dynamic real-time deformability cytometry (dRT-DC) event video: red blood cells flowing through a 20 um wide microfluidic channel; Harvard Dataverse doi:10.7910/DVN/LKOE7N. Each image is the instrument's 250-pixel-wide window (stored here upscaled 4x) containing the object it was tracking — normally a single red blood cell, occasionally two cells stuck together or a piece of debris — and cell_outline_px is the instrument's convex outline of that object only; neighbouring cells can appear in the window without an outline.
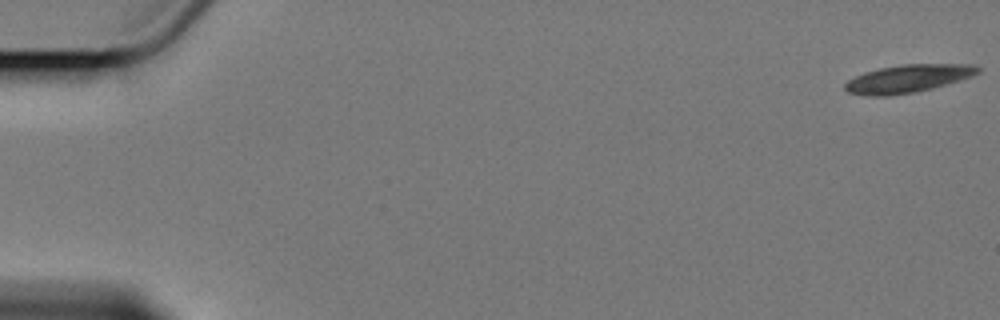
{"species": "Egyptian fruit bat (a non-hibernating species)", "species_latin": "Rousettus aegyptiacus", "temperature_condition": "cold", "stored_images_in_passage": 7, "camera_frame_rate_fps": 3000, "um_per_image_px": 0.085, "animal": {"sex": "female"}, "frame": {"image": 1, "passage_image": 1, "time_ms": 0.0, "image_size_px": [1000, 320], "cell_outline_px": [[980, 72], [972, 76], [960, 80], [932, 88], [916, 92], [888, 96], [864, 96], [848, 92], [844, 88], [844, 84], [848, 80], [864, 72], [880, 68], [904, 64], [972, 64], [980, 68]], "centroid_in_image_um": [77.16, 6.69], "position_along_channel_um": 7.8, "area_um2": 21.62}}
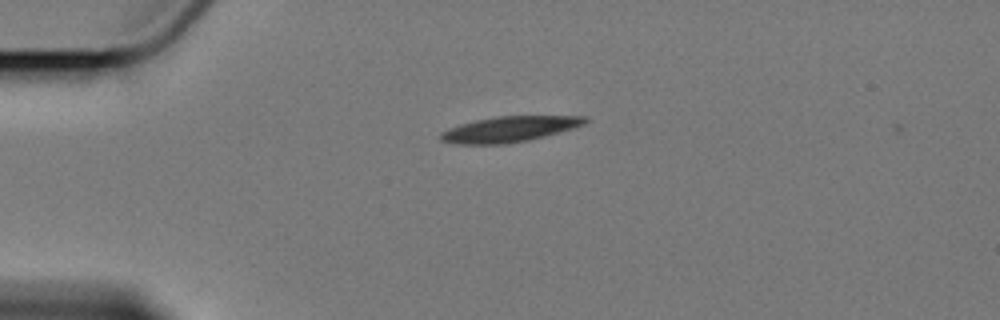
{"frame": {"image": 2, "passage_image": 5, "time_ms": 4.667, "image_size_px": [1000, 320], "cell_outline_px": [[588, 120], [584, 124], [572, 128], [544, 136], [528, 140], [504, 144], [456, 144], [440, 140], [440, 132], [448, 128], [460, 124], [476, 120], [496, 116], [584, 116]], "centroid_in_image_um": [43.24, 10.98], "position_along_channel_um": 41.8, "area_um2": 21.33}}
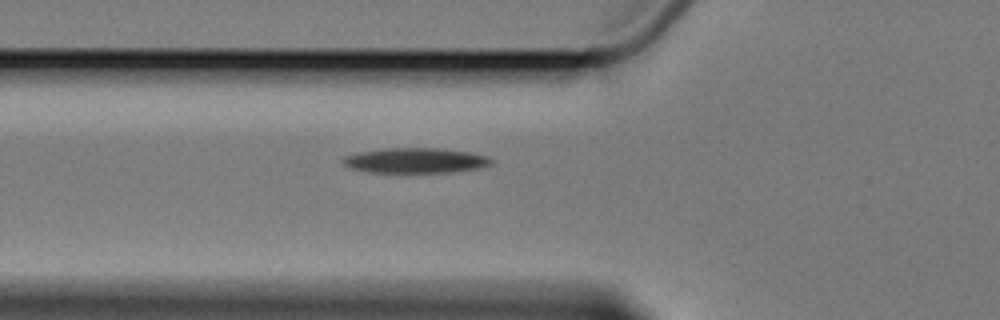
{"frame": {"image": 3, "passage_image": 7, "time_ms": 7.0, "image_size_px": [1000, 320], "cell_outline_px": [[492, 164], [480, 168], [452, 172], [372, 172], [352, 168], [344, 164], [340, 160], [344, 156], [356, 152], [380, 148], [436, 148], [468, 152], [488, 156], [492, 160]], "centroid_in_image_um": [35.29, 13.63], "position_along_channel_um": 90.5, "area_um2": 21.73}}